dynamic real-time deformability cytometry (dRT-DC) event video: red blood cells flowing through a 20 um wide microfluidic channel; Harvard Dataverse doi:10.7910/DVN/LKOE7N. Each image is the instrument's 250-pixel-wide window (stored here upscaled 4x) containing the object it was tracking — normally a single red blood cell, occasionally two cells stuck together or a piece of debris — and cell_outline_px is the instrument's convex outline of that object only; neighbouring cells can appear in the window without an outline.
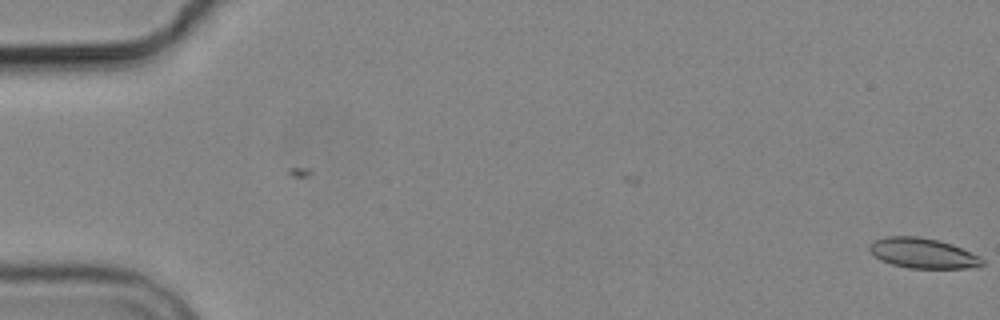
{"species": "common noctule bat (a hibernating species)", "species_latin": "Nyctalus noctula", "temperature_condition": "cold", "stored_images_in_passage": 2, "camera_frame_rate_fps": 3000, "um_per_image_px": 0.085, "animal": {"sex": "male", "body_mass_g": 19.2, "forearm_length_mm": 51.8}, "frame": {"image": 1, "passage_image": 2, "time_ms": 1.333, "image_size_px": [1000, 320], "cell_outline_px": [[984, 264], [968, 268], [908, 268], [892, 264], [880, 260], [868, 248], [868, 244], [876, 240], [888, 236], [916, 236], [940, 240], [952, 244], [980, 256], [984, 260]], "centroid_in_image_um": [78.45, 21.52], "position_along_channel_um": 6.6, "area_um2": 19.77}}